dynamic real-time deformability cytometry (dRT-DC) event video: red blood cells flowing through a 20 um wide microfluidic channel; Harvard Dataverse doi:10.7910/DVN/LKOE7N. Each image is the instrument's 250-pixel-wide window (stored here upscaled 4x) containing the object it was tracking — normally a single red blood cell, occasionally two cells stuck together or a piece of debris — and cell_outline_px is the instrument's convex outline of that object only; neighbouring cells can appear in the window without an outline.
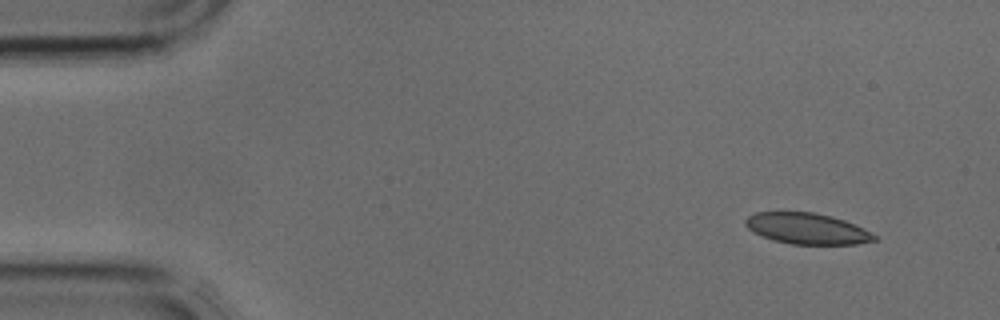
{"species": "common noctule bat (a hibernating species)", "species_latin": "Nyctalus noctula", "temperature_condition": "cold", "stored_images_in_passage": 4, "segment_of_instrument_passage": [1, 2], "camera_frame_rate_fps": 3000, "um_per_image_px": 0.085, "animal": {"sex": "male", "body_mass_g": 17.9, "forearm_length_mm": 54.2}, "frame": {"image": 1, "passage_image": 1, "time_ms": 0.0, "image_size_px": [1000, 320], "cell_outline_px": [[880, 236], [876, 240], [856, 244], [792, 244], [772, 240], [748, 228], [744, 224], [744, 220], [748, 216], [756, 212], [812, 212], [832, 216], [844, 220], [864, 228]], "centroid_in_image_um": [68.64, 19.43], "position_along_channel_um": 16.4, "area_um2": 23.29}}